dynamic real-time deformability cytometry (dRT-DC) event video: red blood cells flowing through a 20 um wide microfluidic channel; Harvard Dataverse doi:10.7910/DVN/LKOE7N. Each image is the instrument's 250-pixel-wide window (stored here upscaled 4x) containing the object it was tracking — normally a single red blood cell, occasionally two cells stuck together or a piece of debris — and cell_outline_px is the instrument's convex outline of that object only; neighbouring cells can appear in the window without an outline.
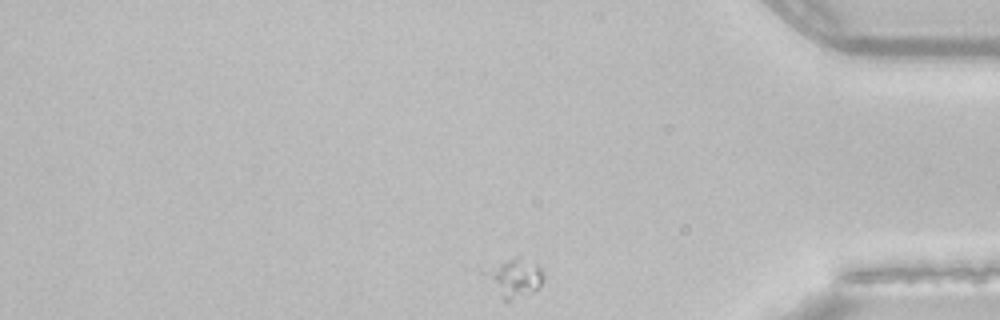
{"species": "common noctule bat (a hibernating species)", "species_latin": "Nyctalus noctula", "temperature_condition": "room temperature", "stored_images_in_passage": 27, "camera_frame_rate_fps": 3000, "um_per_image_px": 0.085, "animal": {"sex": "female", "body_mass_g": 22.7, "forearm_length_mm": 54.2}, "frame": {"image": 1, "passage_image": 27, "time_ms": 8.667, "image_size_px": [1000, 320], "cell_outline_px": [[544, 280], [536, 288], [508, 300], [504, 300], [500, 296], [476, 268], [516, 256], [520, 256], [540, 268], [544, 272]], "centroid_in_image_um": [43.56, 23.52], "position_along_channel_um": 391.6, "area_um2": 13.29}}